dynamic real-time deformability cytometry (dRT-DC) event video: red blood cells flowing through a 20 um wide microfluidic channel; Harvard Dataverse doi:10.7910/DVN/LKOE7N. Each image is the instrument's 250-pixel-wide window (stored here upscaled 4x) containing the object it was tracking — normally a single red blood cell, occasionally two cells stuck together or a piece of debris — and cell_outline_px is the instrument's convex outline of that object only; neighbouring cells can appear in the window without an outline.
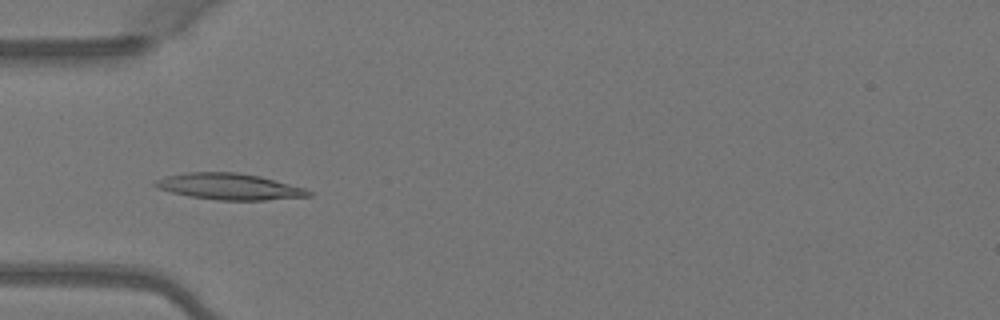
{"species": "Egyptian fruit bat (a non-hibernating species)", "species_latin": "Rousettus aegyptiacus", "temperature_condition": "warm", "stored_images_in_passage": 5, "camera_frame_rate_fps": 3000, "um_per_image_px": 0.085, "animal": {"sex": "female"}, "frame": {"image": 1, "passage_image": 5, "time_ms": 1.333, "image_size_px": [1000, 320], "cell_outline_px": [[312, 196], [264, 200], [216, 200], [188, 196], [156, 188], [152, 184], [156, 180], [168, 176], [188, 172], [236, 172], [260, 176], [304, 188], [312, 192]], "centroid_in_image_um": [19.48, 15.86], "position_along_channel_um": 65.5, "area_um2": 23.35}}